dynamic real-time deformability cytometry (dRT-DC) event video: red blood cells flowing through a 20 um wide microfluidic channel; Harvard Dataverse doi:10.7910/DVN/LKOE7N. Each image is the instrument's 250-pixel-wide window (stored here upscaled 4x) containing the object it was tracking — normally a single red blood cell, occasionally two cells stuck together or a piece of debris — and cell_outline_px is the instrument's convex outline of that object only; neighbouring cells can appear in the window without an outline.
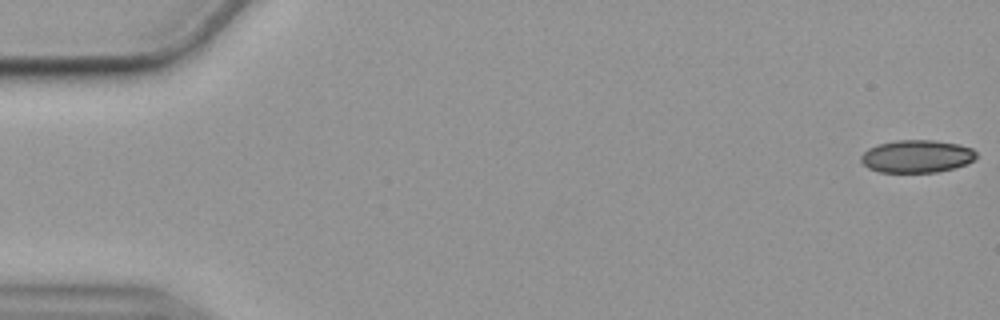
{"species": "common noctule bat (a hibernating species)", "species_latin": "Nyctalus noctula", "temperature_condition": "cold", "stored_images_in_passage": 15, "camera_frame_rate_fps": 3000, "um_per_image_px": 0.085, "animal": {"sex": "female", "body_mass_g": 19.9}, "frame": {"image": 1, "passage_image": 1, "time_ms": 0.0, "image_size_px": [1000, 320], "cell_outline_px": [[976, 160], [968, 164], [936, 172], [880, 172], [868, 168], [860, 160], [860, 156], [868, 148], [876, 144], [896, 140], [932, 140], [960, 144], [972, 148], [976, 152]], "centroid_in_image_um": [77.93, 13.28], "position_along_channel_um": 7.1, "area_um2": 22.14}}
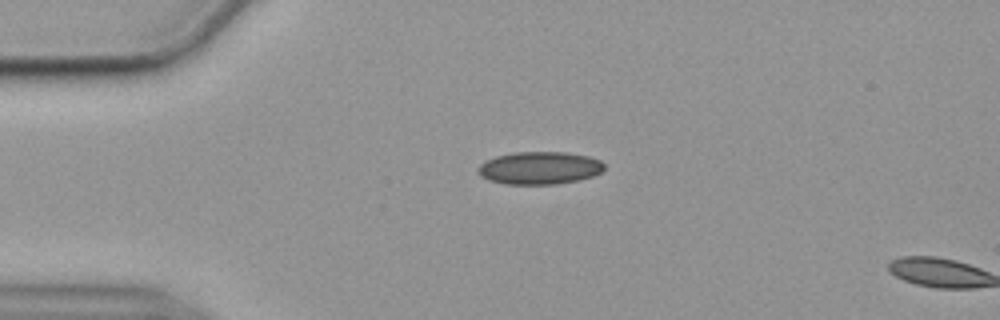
{"frame": {"image": 2, "passage_image": 13, "time_ms": 4.0, "image_size_px": [1000, 320], "cell_outline_px": [[604, 168], [600, 172], [592, 176], [576, 180], [556, 184], [504, 184], [488, 180], [480, 176], [476, 172], [476, 168], [480, 164], [496, 156], [512, 152], [564, 152], [588, 156], [600, 160], [604, 164]], "centroid_in_image_um": [45.81, 14.28], "position_along_channel_um": 39.2, "area_um2": 24.04}}